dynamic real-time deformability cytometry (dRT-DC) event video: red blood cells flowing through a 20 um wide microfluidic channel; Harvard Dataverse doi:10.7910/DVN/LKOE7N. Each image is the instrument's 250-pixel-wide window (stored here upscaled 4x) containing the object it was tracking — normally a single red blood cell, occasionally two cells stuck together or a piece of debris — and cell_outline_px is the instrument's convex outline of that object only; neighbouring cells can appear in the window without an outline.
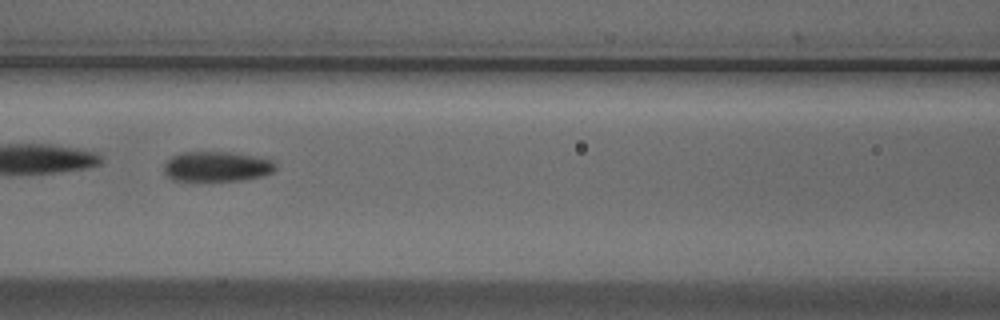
{"species": "Egyptian fruit bat (a non-hibernating species)", "species_latin": "Rousettus aegyptiacus", "temperature_condition": "cold", "stored_images_in_passage": 37, "camera_frame_rate_fps": 3000, "um_per_image_px": 0.085, "animal": {"sex": "male"}, "frame": {"image": 1, "passage_image": 13, "time_ms": 4.0, "image_size_px": [1000, 320], "cell_outline_px": [[276, 168], [272, 172], [264, 176], [240, 180], [172, 180], [164, 172], [164, 164], [172, 156], [180, 152], [232, 152], [272, 160], [276, 164]], "centroid_in_image_um": [18.42, 14.15], "position_along_channel_um": 148.2, "area_um2": 19.42}, "authors_computed_cell_mechanics": {"area_um2": 19.941, "velocity_mm_per_s": 3.7583, "shape_relaxation_time_tau1_ms": 4.3658, "shape_relaxation_time_tau2_ms": 2.693, "deformation_change_tau1": 0.1399, "deformation_change_tau2": 0.0926}}